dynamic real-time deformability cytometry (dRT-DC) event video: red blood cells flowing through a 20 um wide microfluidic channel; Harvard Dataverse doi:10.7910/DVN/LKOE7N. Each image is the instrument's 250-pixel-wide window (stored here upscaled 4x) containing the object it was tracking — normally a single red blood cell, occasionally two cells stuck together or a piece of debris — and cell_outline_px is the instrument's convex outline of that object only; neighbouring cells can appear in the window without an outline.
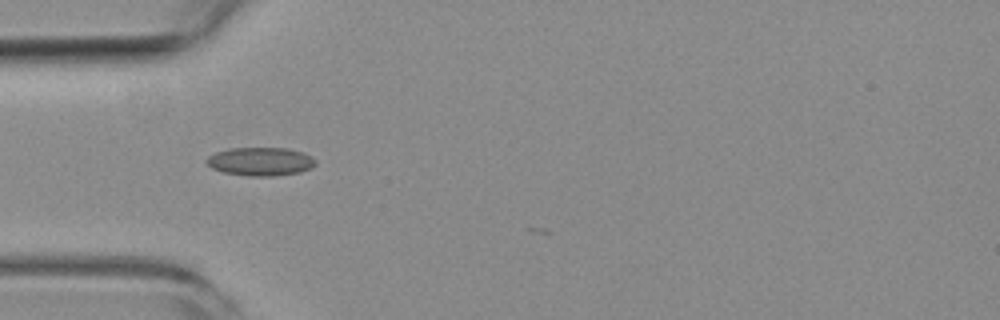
{"species": "common noctule bat (a hibernating species)", "species_latin": "Nyctalus noctula", "temperature_condition": "room temperature", "stored_images_in_passage": 6, "camera_frame_rate_fps": 3000, "um_per_image_px": 0.085, "animal": {"sex": "female", "body_mass_g": 19.3, "forearm_length_mm": 54.1}, "frame": {"image": 1, "passage_image": 1, "time_ms": 0.0, "image_size_px": [1000, 320], "cell_outline_px": [[316, 164], [312, 168], [300, 172], [272, 176], [248, 176], [224, 172], [212, 168], [204, 160], [208, 156], [216, 152], [228, 148], [288, 148], [304, 152], [312, 156], [316, 160]], "centroid_in_image_um": [22.17, 13.72], "position_along_channel_um": 62.8, "area_um2": 18.21}}
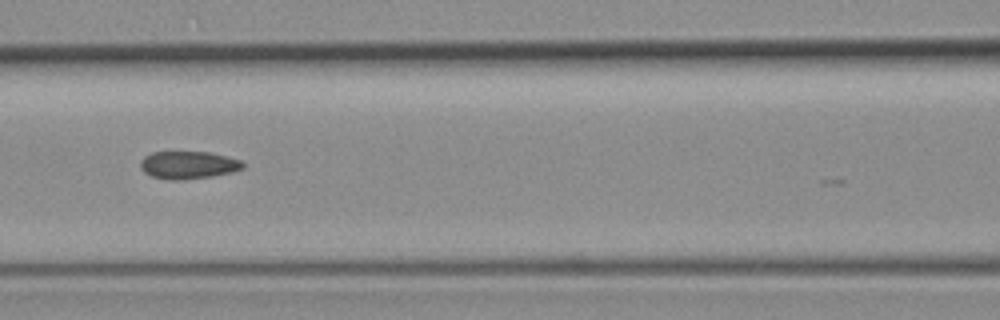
{"frame": {"image": 2, "passage_image": 3, "time_ms": 2.333, "image_size_px": [1000, 320], "cell_outline_px": [[244, 168], [232, 172], [212, 176], [180, 180], [168, 180], [152, 176], [144, 172], [140, 168], [140, 160], [144, 156], [152, 152], [208, 152], [228, 156], [240, 160], [244, 164]], "centroid_in_image_um": [15.99, 14.02], "position_along_channel_um": 150.6, "area_um2": 16.59}}
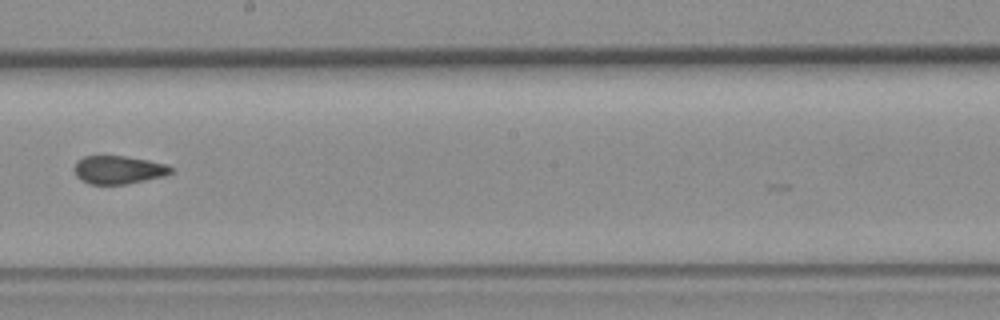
{"frame": {"image": 3, "passage_image": 5, "time_ms": 4.667, "image_size_px": [1000, 320], "cell_outline_px": [[172, 172], [164, 176], [128, 184], [88, 184], [80, 180], [76, 176], [72, 168], [76, 160], [84, 156], [124, 156], [148, 160], [168, 164], [172, 168]], "centroid_in_image_um": [10.03, 14.43], "position_along_channel_um": 238.2, "area_um2": 16.13}}